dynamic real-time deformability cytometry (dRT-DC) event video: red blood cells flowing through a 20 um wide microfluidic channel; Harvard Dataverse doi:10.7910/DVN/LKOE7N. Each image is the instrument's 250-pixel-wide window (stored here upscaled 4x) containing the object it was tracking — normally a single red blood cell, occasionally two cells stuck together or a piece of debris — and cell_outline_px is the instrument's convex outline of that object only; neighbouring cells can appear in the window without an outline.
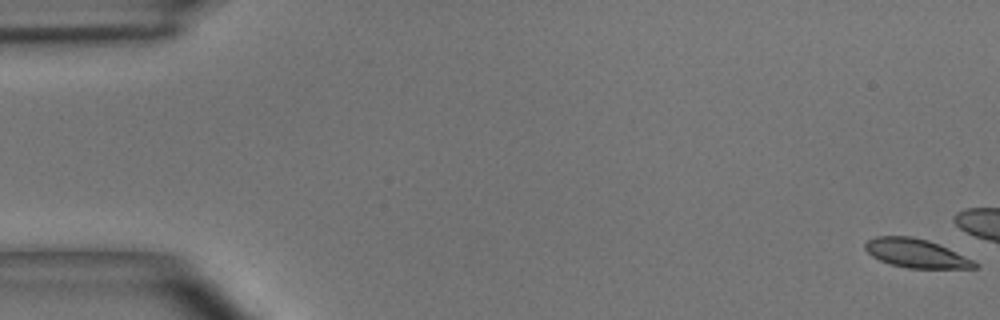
{"species": "common noctule bat (a hibernating species)", "species_latin": "Nyctalus noctula", "temperature_condition": "room temperature", "stored_images_in_passage": 14, "camera_frame_rate_fps": 3000, "um_per_image_px": 0.085, "animal": {"sex": "male", "body_mass_g": 15.6}, "frame": {"image": 1, "passage_image": 1, "time_ms": 0.0, "image_size_px": [1000, 320], "cell_outline_px": [[980, 264], [976, 268], [908, 268], [892, 264], [880, 260], [872, 256], [864, 248], [864, 244], [868, 240], [876, 236], [908, 236], [928, 240], [940, 244]], "centroid_in_image_um": [77.86, 21.52], "position_along_channel_um": 7.1, "area_um2": 18.21}}